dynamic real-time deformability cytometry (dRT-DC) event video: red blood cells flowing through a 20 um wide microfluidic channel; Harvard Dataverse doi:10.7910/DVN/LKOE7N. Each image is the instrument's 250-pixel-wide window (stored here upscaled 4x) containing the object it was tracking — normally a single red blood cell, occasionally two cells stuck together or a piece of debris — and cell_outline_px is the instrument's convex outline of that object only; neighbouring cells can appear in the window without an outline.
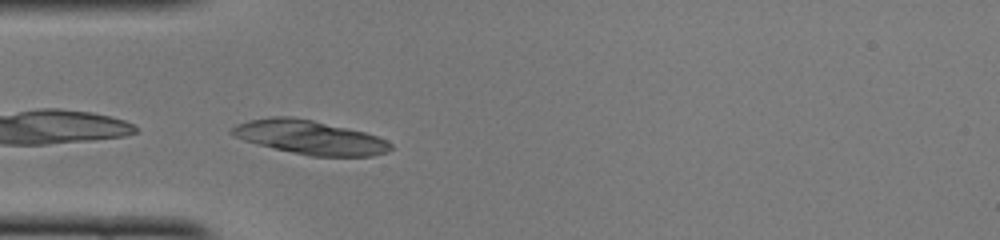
{"species": "common noctule bat (a hibernating species)", "species_latin": "Nyctalus noctula", "temperature_condition": "cold", "stored_images_in_passage": 35, "camera_frame_rate_fps": 3000, "um_per_image_px": 0.085, "animal": {"sex": "female", "body_mass_g": 22.0, "forearm_length_mm": 56.7}, "frame": {"image": 1, "passage_image": 1, "time_ms": 0.0, "image_size_px": [1000, 240], "cell_outline_px": [[392, 148], [388, 152], [372, 156], [312, 156], [292, 152], [256, 144], [232, 136], [228, 132], [236, 124], [248, 120], [268, 116], [292, 116], [312, 120], [364, 132], [376, 136], [392, 144]], "centroid_in_image_um": [26.28, 11.66], "position_along_channel_um": 58.7, "area_um2": 31.33}}
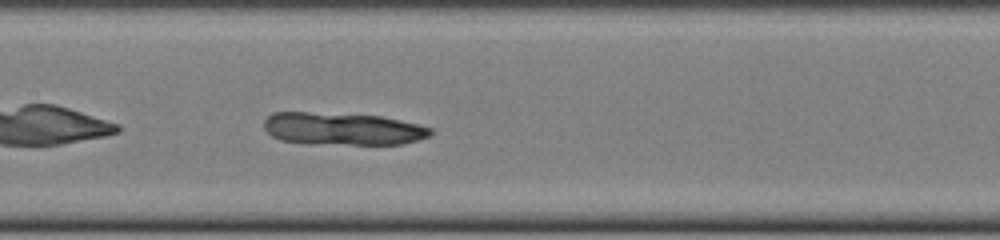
{"frame": {"image": 2, "passage_image": 10, "time_ms": 3.0, "image_size_px": [1000, 240], "cell_outline_px": [[432, 132], [428, 136], [416, 140], [400, 144], [308, 144], [280, 140], [272, 136], [264, 128], [264, 120], [272, 112], [308, 112], [380, 116], [400, 120], [432, 128]], "centroid_in_image_um": [29.06, 10.95], "position_along_channel_um": 178.3, "area_um2": 31.44}}
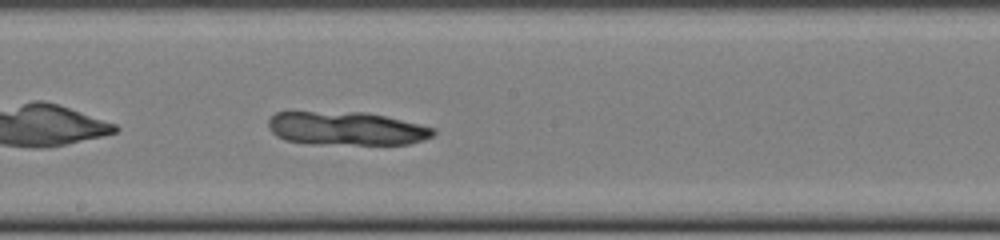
{"frame": {"image": 3, "passage_image": 13, "time_ms": 4.0, "image_size_px": [1000, 240], "cell_outline_px": [[436, 132], [432, 136], [424, 140], [408, 144], [308, 144], [284, 140], [276, 136], [268, 128], [268, 120], [276, 112], [364, 112], [384, 116], [436, 128]], "centroid_in_image_um": [29.42, 10.93], "position_along_channel_um": 218.8, "area_um2": 32.31}}